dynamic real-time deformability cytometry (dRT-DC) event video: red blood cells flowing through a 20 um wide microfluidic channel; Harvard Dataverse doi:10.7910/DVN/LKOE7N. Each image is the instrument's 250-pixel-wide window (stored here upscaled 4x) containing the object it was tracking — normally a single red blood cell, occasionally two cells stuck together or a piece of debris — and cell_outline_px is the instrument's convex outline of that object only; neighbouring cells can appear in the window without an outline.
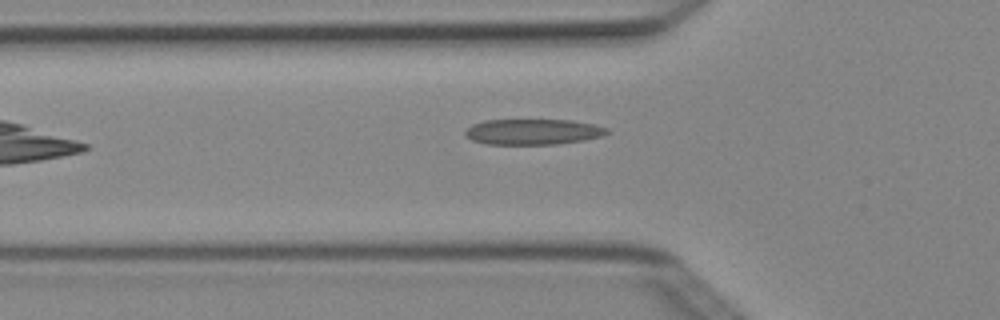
{"species": "Egyptian fruit bat (a non-hibernating species)", "species_latin": "Rousettus aegyptiacus", "temperature_condition": "cold", "stored_images_in_passage": 5, "camera_frame_rate_fps": 3000, "um_per_image_px": 0.085, "animal": {"sex": "female"}, "frame": {"image": 1, "passage_image": 5, "time_ms": 1.333, "image_size_px": [1000, 320], "cell_outline_px": [[612, 132], [604, 136], [584, 140], [556, 144], [488, 144], [472, 140], [464, 136], [464, 132], [472, 124], [484, 120], [572, 120], [596, 124], [608, 128]], "centroid_in_image_um": [45.35, 11.2], "position_along_channel_um": 80.4, "area_um2": 21.44}}